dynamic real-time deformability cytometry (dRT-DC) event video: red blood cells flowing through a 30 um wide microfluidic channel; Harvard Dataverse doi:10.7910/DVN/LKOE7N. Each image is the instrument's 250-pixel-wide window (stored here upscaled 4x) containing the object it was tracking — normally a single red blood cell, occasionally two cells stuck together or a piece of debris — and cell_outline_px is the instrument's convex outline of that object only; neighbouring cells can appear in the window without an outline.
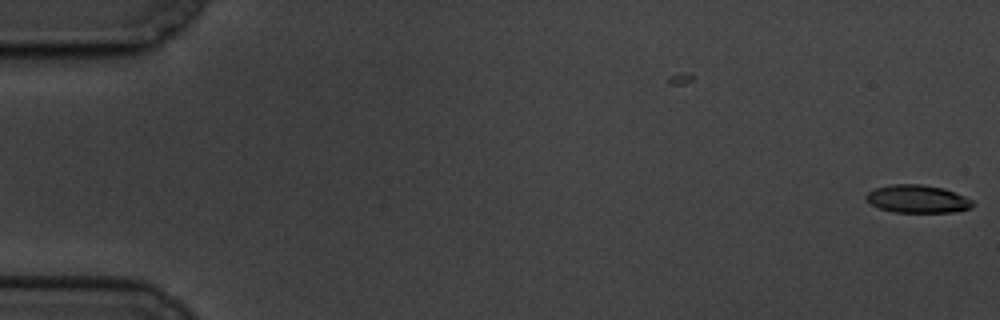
{"species": "common noctule bat (a hibernating species)", "species_latin": "Nyctalus noctula", "temperature_condition": "cold", "stored_images_in_passage": 2, "camera_frame_rate_fps": 3000, "um_per_image_px": 0.085, "animal": {"sex": "male", "body_mass_g": 19.5, "forearm_length_mm": 54.6}, "frame": {"image": 1, "passage_image": 2, "time_ms": 1.333, "image_size_px": [1000, 320], "cell_outline_px": [[976, 204], [972, 208], [956, 212], [892, 212], [880, 208], [872, 204], [864, 196], [868, 192], [876, 188], [892, 184], [920, 184], [944, 188], [956, 192], [972, 200]], "centroid_in_image_um": [78.04, 16.91], "position_along_channel_um": 7.0, "area_um2": 17.4}}